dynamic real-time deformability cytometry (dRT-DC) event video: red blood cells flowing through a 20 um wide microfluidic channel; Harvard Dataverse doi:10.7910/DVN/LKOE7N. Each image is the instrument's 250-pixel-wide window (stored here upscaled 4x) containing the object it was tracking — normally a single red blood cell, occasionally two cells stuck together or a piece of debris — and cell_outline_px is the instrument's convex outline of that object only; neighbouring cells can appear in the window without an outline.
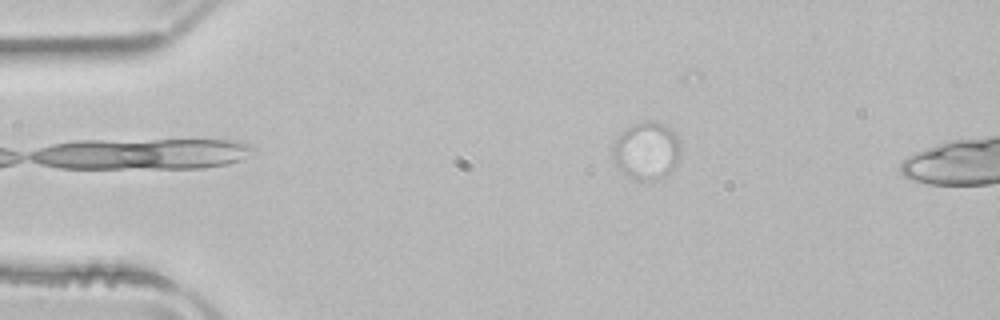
{"species": "common noctule bat (a hibernating species)", "species_latin": "Nyctalus noctula", "temperature_condition": "room temperature", "stored_images_in_passage": 9, "camera_frame_rate_fps": 3000, "um_per_image_px": 0.085, "animal": {"sex": "male", "body_mass_g": 21.5, "forearm_length_mm": 52.0}, "frame": {"image": 1, "passage_image": 1, "time_ms": 0.0, "image_size_px": [1000, 320], "cell_outline_px": [[680, 156], [676, 168], [664, 176], [656, 180], [632, 180], [624, 176], [616, 164], [612, 156], [612, 148], [616, 140], [632, 124], [644, 120], [652, 120], [664, 124], [676, 132], [680, 144]], "centroid_in_image_um": [54.99, 12.83], "position_along_channel_um": 30.0, "area_um2": 23.24}}
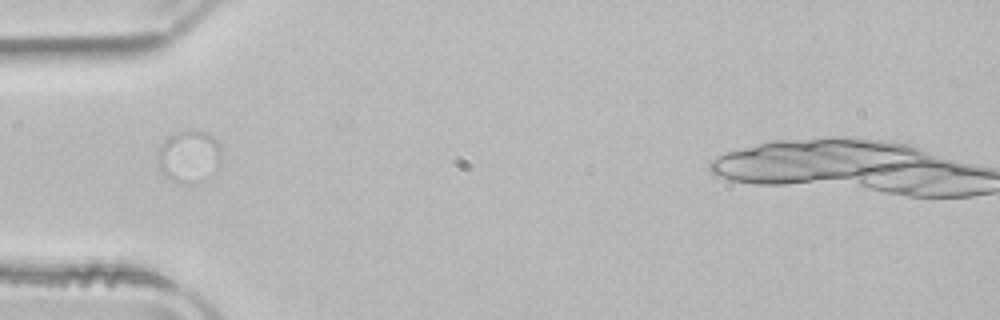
{"frame": {"image": 2, "passage_image": 8, "time_ms": 2.333, "image_size_px": [1000, 320], "cell_outline_px": [[220, 164], [216, 172], [188, 184], [172, 180], [164, 176], [160, 172], [156, 164], [160, 148], [168, 136], [180, 132], [208, 132], [220, 144]], "centroid_in_image_um": [16.06, 13.31], "position_along_channel_um": 68.9, "area_um2": 19.07}}